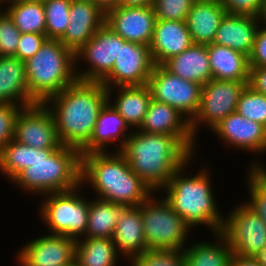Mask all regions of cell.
<instances>
[{
  "label": "cell",
  "mask_w": 266,
  "mask_h": 266,
  "mask_svg": "<svg viewBox=\"0 0 266 266\" xmlns=\"http://www.w3.org/2000/svg\"><path fill=\"white\" fill-rule=\"evenodd\" d=\"M81 154L74 147L38 149L14 139L0 152V174L23 193L40 197L80 185Z\"/></svg>",
  "instance_id": "obj_1"
},
{
  "label": "cell",
  "mask_w": 266,
  "mask_h": 266,
  "mask_svg": "<svg viewBox=\"0 0 266 266\" xmlns=\"http://www.w3.org/2000/svg\"><path fill=\"white\" fill-rule=\"evenodd\" d=\"M107 102V88L101 82L77 80L44 104L54 117L60 143L80 151L89 142Z\"/></svg>",
  "instance_id": "obj_2"
},
{
  "label": "cell",
  "mask_w": 266,
  "mask_h": 266,
  "mask_svg": "<svg viewBox=\"0 0 266 266\" xmlns=\"http://www.w3.org/2000/svg\"><path fill=\"white\" fill-rule=\"evenodd\" d=\"M195 156L173 173L169 183L159 193L164 194L163 197L169 202L171 208L193 230L196 231L199 226H205V229L208 227L213 237V234L221 231L224 213L220 212L216 195H214L215 187L212 185L214 181H211L213 173L208 166L210 163L204 164L205 162L201 161L199 170L194 175L189 171V166H193L190 164H193V160L194 163L197 160Z\"/></svg>",
  "instance_id": "obj_3"
},
{
  "label": "cell",
  "mask_w": 266,
  "mask_h": 266,
  "mask_svg": "<svg viewBox=\"0 0 266 266\" xmlns=\"http://www.w3.org/2000/svg\"><path fill=\"white\" fill-rule=\"evenodd\" d=\"M80 185L91 186L93 198L127 207L139 206L153 193L120 152L81 154Z\"/></svg>",
  "instance_id": "obj_4"
},
{
  "label": "cell",
  "mask_w": 266,
  "mask_h": 266,
  "mask_svg": "<svg viewBox=\"0 0 266 266\" xmlns=\"http://www.w3.org/2000/svg\"><path fill=\"white\" fill-rule=\"evenodd\" d=\"M120 153L153 192L159 193L173 173L194 155L173 135L132 130Z\"/></svg>",
  "instance_id": "obj_5"
},
{
  "label": "cell",
  "mask_w": 266,
  "mask_h": 266,
  "mask_svg": "<svg viewBox=\"0 0 266 266\" xmlns=\"http://www.w3.org/2000/svg\"><path fill=\"white\" fill-rule=\"evenodd\" d=\"M30 95L44 103L78 79L75 53L59 39H47L39 51L25 61Z\"/></svg>",
  "instance_id": "obj_6"
},
{
  "label": "cell",
  "mask_w": 266,
  "mask_h": 266,
  "mask_svg": "<svg viewBox=\"0 0 266 266\" xmlns=\"http://www.w3.org/2000/svg\"><path fill=\"white\" fill-rule=\"evenodd\" d=\"M156 195L157 192H153L139 205L147 249L183 251L193 229L171 208L161 193Z\"/></svg>",
  "instance_id": "obj_7"
},
{
  "label": "cell",
  "mask_w": 266,
  "mask_h": 266,
  "mask_svg": "<svg viewBox=\"0 0 266 266\" xmlns=\"http://www.w3.org/2000/svg\"><path fill=\"white\" fill-rule=\"evenodd\" d=\"M83 189V193L82 190ZM85 188H77L43 195L38 215L47 234L64 235L78 240L85 237L88 223L89 197H84ZM81 190V191H80ZM82 194H81V193Z\"/></svg>",
  "instance_id": "obj_8"
},
{
  "label": "cell",
  "mask_w": 266,
  "mask_h": 266,
  "mask_svg": "<svg viewBox=\"0 0 266 266\" xmlns=\"http://www.w3.org/2000/svg\"><path fill=\"white\" fill-rule=\"evenodd\" d=\"M248 84L249 81L211 79L201 87L199 109L190 121L191 133L197 142L203 126L209 131L236 111L240 96Z\"/></svg>",
  "instance_id": "obj_9"
},
{
  "label": "cell",
  "mask_w": 266,
  "mask_h": 266,
  "mask_svg": "<svg viewBox=\"0 0 266 266\" xmlns=\"http://www.w3.org/2000/svg\"><path fill=\"white\" fill-rule=\"evenodd\" d=\"M231 209L224 215L220 234L227 240L232 254L254 257L266 247V225L244 201Z\"/></svg>",
  "instance_id": "obj_10"
},
{
  "label": "cell",
  "mask_w": 266,
  "mask_h": 266,
  "mask_svg": "<svg viewBox=\"0 0 266 266\" xmlns=\"http://www.w3.org/2000/svg\"><path fill=\"white\" fill-rule=\"evenodd\" d=\"M119 52L120 35L104 23L75 53L77 79L101 82L111 72Z\"/></svg>",
  "instance_id": "obj_11"
},
{
  "label": "cell",
  "mask_w": 266,
  "mask_h": 266,
  "mask_svg": "<svg viewBox=\"0 0 266 266\" xmlns=\"http://www.w3.org/2000/svg\"><path fill=\"white\" fill-rule=\"evenodd\" d=\"M147 86L152 99L176 108L189 121L196 115L200 105V84L182 79L162 65H155Z\"/></svg>",
  "instance_id": "obj_12"
},
{
  "label": "cell",
  "mask_w": 266,
  "mask_h": 266,
  "mask_svg": "<svg viewBox=\"0 0 266 266\" xmlns=\"http://www.w3.org/2000/svg\"><path fill=\"white\" fill-rule=\"evenodd\" d=\"M154 66L149 46L125 41L120 36L119 55L101 83L106 88L146 85Z\"/></svg>",
  "instance_id": "obj_13"
},
{
  "label": "cell",
  "mask_w": 266,
  "mask_h": 266,
  "mask_svg": "<svg viewBox=\"0 0 266 266\" xmlns=\"http://www.w3.org/2000/svg\"><path fill=\"white\" fill-rule=\"evenodd\" d=\"M76 240L64 235L43 234L16 252L19 266H66L75 259Z\"/></svg>",
  "instance_id": "obj_14"
},
{
  "label": "cell",
  "mask_w": 266,
  "mask_h": 266,
  "mask_svg": "<svg viewBox=\"0 0 266 266\" xmlns=\"http://www.w3.org/2000/svg\"><path fill=\"white\" fill-rule=\"evenodd\" d=\"M13 139L38 149H57L62 145L57 136L54 117L44 103L20 111Z\"/></svg>",
  "instance_id": "obj_15"
},
{
  "label": "cell",
  "mask_w": 266,
  "mask_h": 266,
  "mask_svg": "<svg viewBox=\"0 0 266 266\" xmlns=\"http://www.w3.org/2000/svg\"><path fill=\"white\" fill-rule=\"evenodd\" d=\"M210 131L227 149L241 150L244 154H266V127L232 112ZM259 153V154H258Z\"/></svg>",
  "instance_id": "obj_16"
},
{
  "label": "cell",
  "mask_w": 266,
  "mask_h": 266,
  "mask_svg": "<svg viewBox=\"0 0 266 266\" xmlns=\"http://www.w3.org/2000/svg\"><path fill=\"white\" fill-rule=\"evenodd\" d=\"M157 18L153 6H116L105 12V24L125 41L149 46Z\"/></svg>",
  "instance_id": "obj_17"
},
{
  "label": "cell",
  "mask_w": 266,
  "mask_h": 266,
  "mask_svg": "<svg viewBox=\"0 0 266 266\" xmlns=\"http://www.w3.org/2000/svg\"><path fill=\"white\" fill-rule=\"evenodd\" d=\"M138 130L146 133L173 135L193 155L198 152V142L191 133L190 121L176 108L165 103L152 99Z\"/></svg>",
  "instance_id": "obj_18"
},
{
  "label": "cell",
  "mask_w": 266,
  "mask_h": 266,
  "mask_svg": "<svg viewBox=\"0 0 266 266\" xmlns=\"http://www.w3.org/2000/svg\"><path fill=\"white\" fill-rule=\"evenodd\" d=\"M105 23V12L90 0H72L69 24L59 39L76 53Z\"/></svg>",
  "instance_id": "obj_19"
},
{
  "label": "cell",
  "mask_w": 266,
  "mask_h": 266,
  "mask_svg": "<svg viewBox=\"0 0 266 266\" xmlns=\"http://www.w3.org/2000/svg\"><path fill=\"white\" fill-rule=\"evenodd\" d=\"M131 132L124 118L107 102L99 113L89 142L80 150V154L120 152Z\"/></svg>",
  "instance_id": "obj_20"
},
{
  "label": "cell",
  "mask_w": 266,
  "mask_h": 266,
  "mask_svg": "<svg viewBox=\"0 0 266 266\" xmlns=\"http://www.w3.org/2000/svg\"><path fill=\"white\" fill-rule=\"evenodd\" d=\"M192 44L186 21L157 20L149 47L154 64L162 65Z\"/></svg>",
  "instance_id": "obj_21"
},
{
  "label": "cell",
  "mask_w": 266,
  "mask_h": 266,
  "mask_svg": "<svg viewBox=\"0 0 266 266\" xmlns=\"http://www.w3.org/2000/svg\"><path fill=\"white\" fill-rule=\"evenodd\" d=\"M259 27L257 16L226 13L216 31L213 43L229 47L249 57Z\"/></svg>",
  "instance_id": "obj_22"
},
{
  "label": "cell",
  "mask_w": 266,
  "mask_h": 266,
  "mask_svg": "<svg viewBox=\"0 0 266 266\" xmlns=\"http://www.w3.org/2000/svg\"><path fill=\"white\" fill-rule=\"evenodd\" d=\"M107 95L108 102L124 118L129 128L138 130L152 100L147 84L107 88Z\"/></svg>",
  "instance_id": "obj_23"
},
{
  "label": "cell",
  "mask_w": 266,
  "mask_h": 266,
  "mask_svg": "<svg viewBox=\"0 0 266 266\" xmlns=\"http://www.w3.org/2000/svg\"><path fill=\"white\" fill-rule=\"evenodd\" d=\"M112 240L127 265L136 256L147 250L139 206H128L122 211Z\"/></svg>",
  "instance_id": "obj_24"
},
{
  "label": "cell",
  "mask_w": 266,
  "mask_h": 266,
  "mask_svg": "<svg viewBox=\"0 0 266 266\" xmlns=\"http://www.w3.org/2000/svg\"><path fill=\"white\" fill-rule=\"evenodd\" d=\"M0 103L24 108L38 103L29 93L25 61L15 56L0 57Z\"/></svg>",
  "instance_id": "obj_25"
},
{
  "label": "cell",
  "mask_w": 266,
  "mask_h": 266,
  "mask_svg": "<svg viewBox=\"0 0 266 266\" xmlns=\"http://www.w3.org/2000/svg\"><path fill=\"white\" fill-rule=\"evenodd\" d=\"M162 66L170 73L201 86L212 79L207 45L193 43L180 54L169 58Z\"/></svg>",
  "instance_id": "obj_26"
},
{
  "label": "cell",
  "mask_w": 266,
  "mask_h": 266,
  "mask_svg": "<svg viewBox=\"0 0 266 266\" xmlns=\"http://www.w3.org/2000/svg\"><path fill=\"white\" fill-rule=\"evenodd\" d=\"M226 13L220 0L194 2L186 19L192 42L200 45L212 44Z\"/></svg>",
  "instance_id": "obj_27"
},
{
  "label": "cell",
  "mask_w": 266,
  "mask_h": 266,
  "mask_svg": "<svg viewBox=\"0 0 266 266\" xmlns=\"http://www.w3.org/2000/svg\"><path fill=\"white\" fill-rule=\"evenodd\" d=\"M212 79L249 81V58L243 53L215 43L207 45Z\"/></svg>",
  "instance_id": "obj_28"
},
{
  "label": "cell",
  "mask_w": 266,
  "mask_h": 266,
  "mask_svg": "<svg viewBox=\"0 0 266 266\" xmlns=\"http://www.w3.org/2000/svg\"><path fill=\"white\" fill-rule=\"evenodd\" d=\"M122 258L112 238L82 237L76 240L74 260L78 266H118Z\"/></svg>",
  "instance_id": "obj_29"
},
{
  "label": "cell",
  "mask_w": 266,
  "mask_h": 266,
  "mask_svg": "<svg viewBox=\"0 0 266 266\" xmlns=\"http://www.w3.org/2000/svg\"><path fill=\"white\" fill-rule=\"evenodd\" d=\"M127 206L89 196L88 223L85 237L112 238L122 211Z\"/></svg>",
  "instance_id": "obj_30"
},
{
  "label": "cell",
  "mask_w": 266,
  "mask_h": 266,
  "mask_svg": "<svg viewBox=\"0 0 266 266\" xmlns=\"http://www.w3.org/2000/svg\"><path fill=\"white\" fill-rule=\"evenodd\" d=\"M213 235V242L201 238V241L187 245L183 250L186 266H228L232 250L220 233Z\"/></svg>",
  "instance_id": "obj_31"
},
{
  "label": "cell",
  "mask_w": 266,
  "mask_h": 266,
  "mask_svg": "<svg viewBox=\"0 0 266 266\" xmlns=\"http://www.w3.org/2000/svg\"><path fill=\"white\" fill-rule=\"evenodd\" d=\"M3 9L11 17L20 33H46V17L43 2L7 0Z\"/></svg>",
  "instance_id": "obj_32"
},
{
  "label": "cell",
  "mask_w": 266,
  "mask_h": 266,
  "mask_svg": "<svg viewBox=\"0 0 266 266\" xmlns=\"http://www.w3.org/2000/svg\"><path fill=\"white\" fill-rule=\"evenodd\" d=\"M252 159L245 169L248 198L244 201L266 225V166L259 158ZM258 160V161H257Z\"/></svg>",
  "instance_id": "obj_33"
},
{
  "label": "cell",
  "mask_w": 266,
  "mask_h": 266,
  "mask_svg": "<svg viewBox=\"0 0 266 266\" xmlns=\"http://www.w3.org/2000/svg\"><path fill=\"white\" fill-rule=\"evenodd\" d=\"M72 0H46L43 2L46 17V36L60 39L69 24V11Z\"/></svg>",
  "instance_id": "obj_34"
},
{
  "label": "cell",
  "mask_w": 266,
  "mask_h": 266,
  "mask_svg": "<svg viewBox=\"0 0 266 266\" xmlns=\"http://www.w3.org/2000/svg\"><path fill=\"white\" fill-rule=\"evenodd\" d=\"M236 111L243 117L266 127V95L249 84L242 92Z\"/></svg>",
  "instance_id": "obj_35"
},
{
  "label": "cell",
  "mask_w": 266,
  "mask_h": 266,
  "mask_svg": "<svg viewBox=\"0 0 266 266\" xmlns=\"http://www.w3.org/2000/svg\"><path fill=\"white\" fill-rule=\"evenodd\" d=\"M128 266H186V258L180 250L147 249Z\"/></svg>",
  "instance_id": "obj_36"
},
{
  "label": "cell",
  "mask_w": 266,
  "mask_h": 266,
  "mask_svg": "<svg viewBox=\"0 0 266 266\" xmlns=\"http://www.w3.org/2000/svg\"><path fill=\"white\" fill-rule=\"evenodd\" d=\"M192 0H155L153 9L157 20L186 21Z\"/></svg>",
  "instance_id": "obj_37"
},
{
  "label": "cell",
  "mask_w": 266,
  "mask_h": 266,
  "mask_svg": "<svg viewBox=\"0 0 266 266\" xmlns=\"http://www.w3.org/2000/svg\"><path fill=\"white\" fill-rule=\"evenodd\" d=\"M20 34L11 17L2 8L0 11V57L15 55Z\"/></svg>",
  "instance_id": "obj_38"
},
{
  "label": "cell",
  "mask_w": 266,
  "mask_h": 266,
  "mask_svg": "<svg viewBox=\"0 0 266 266\" xmlns=\"http://www.w3.org/2000/svg\"><path fill=\"white\" fill-rule=\"evenodd\" d=\"M23 108L13 103H0V152L14 138L16 119Z\"/></svg>",
  "instance_id": "obj_39"
},
{
  "label": "cell",
  "mask_w": 266,
  "mask_h": 266,
  "mask_svg": "<svg viewBox=\"0 0 266 266\" xmlns=\"http://www.w3.org/2000/svg\"><path fill=\"white\" fill-rule=\"evenodd\" d=\"M46 34L40 33H21L15 57L26 61L34 56L47 40Z\"/></svg>",
  "instance_id": "obj_40"
},
{
  "label": "cell",
  "mask_w": 266,
  "mask_h": 266,
  "mask_svg": "<svg viewBox=\"0 0 266 266\" xmlns=\"http://www.w3.org/2000/svg\"><path fill=\"white\" fill-rule=\"evenodd\" d=\"M262 0H220L229 14L257 16Z\"/></svg>",
  "instance_id": "obj_41"
},
{
  "label": "cell",
  "mask_w": 266,
  "mask_h": 266,
  "mask_svg": "<svg viewBox=\"0 0 266 266\" xmlns=\"http://www.w3.org/2000/svg\"><path fill=\"white\" fill-rule=\"evenodd\" d=\"M249 58V67H266V26L259 27Z\"/></svg>",
  "instance_id": "obj_42"
},
{
  "label": "cell",
  "mask_w": 266,
  "mask_h": 266,
  "mask_svg": "<svg viewBox=\"0 0 266 266\" xmlns=\"http://www.w3.org/2000/svg\"><path fill=\"white\" fill-rule=\"evenodd\" d=\"M249 85L266 95V67H250Z\"/></svg>",
  "instance_id": "obj_43"
},
{
  "label": "cell",
  "mask_w": 266,
  "mask_h": 266,
  "mask_svg": "<svg viewBox=\"0 0 266 266\" xmlns=\"http://www.w3.org/2000/svg\"><path fill=\"white\" fill-rule=\"evenodd\" d=\"M228 266H262L254 257L232 254Z\"/></svg>",
  "instance_id": "obj_44"
},
{
  "label": "cell",
  "mask_w": 266,
  "mask_h": 266,
  "mask_svg": "<svg viewBox=\"0 0 266 266\" xmlns=\"http://www.w3.org/2000/svg\"><path fill=\"white\" fill-rule=\"evenodd\" d=\"M155 0H117V6L122 7H150Z\"/></svg>",
  "instance_id": "obj_45"
},
{
  "label": "cell",
  "mask_w": 266,
  "mask_h": 266,
  "mask_svg": "<svg viewBox=\"0 0 266 266\" xmlns=\"http://www.w3.org/2000/svg\"><path fill=\"white\" fill-rule=\"evenodd\" d=\"M93 4L98 5L104 12L117 6V0H90Z\"/></svg>",
  "instance_id": "obj_46"
},
{
  "label": "cell",
  "mask_w": 266,
  "mask_h": 266,
  "mask_svg": "<svg viewBox=\"0 0 266 266\" xmlns=\"http://www.w3.org/2000/svg\"><path fill=\"white\" fill-rule=\"evenodd\" d=\"M257 19L261 26H266V0L261 1V7Z\"/></svg>",
  "instance_id": "obj_47"
},
{
  "label": "cell",
  "mask_w": 266,
  "mask_h": 266,
  "mask_svg": "<svg viewBox=\"0 0 266 266\" xmlns=\"http://www.w3.org/2000/svg\"><path fill=\"white\" fill-rule=\"evenodd\" d=\"M254 258L262 265L266 266V247L261 250Z\"/></svg>",
  "instance_id": "obj_48"
},
{
  "label": "cell",
  "mask_w": 266,
  "mask_h": 266,
  "mask_svg": "<svg viewBox=\"0 0 266 266\" xmlns=\"http://www.w3.org/2000/svg\"><path fill=\"white\" fill-rule=\"evenodd\" d=\"M193 2H214L217 0H192Z\"/></svg>",
  "instance_id": "obj_49"
},
{
  "label": "cell",
  "mask_w": 266,
  "mask_h": 266,
  "mask_svg": "<svg viewBox=\"0 0 266 266\" xmlns=\"http://www.w3.org/2000/svg\"><path fill=\"white\" fill-rule=\"evenodd\" d=\"M66 266H78V264L76 263V261L74 260L72 263L66 265Z\"/></svg>",
  "instance_id": "obj_50"
},
{
  "label": "cell",
  "mask_w": 266,
  "mask_h": 266,
  "mask_svg": "<svg viewBox=\"0 0 266 266\" xmlns=\"http://www.w3.org/2000/svg\"><path fill=\"white\" fill-rule=\"evenodd\" d=\"M25 1H36V2H44L46 0H25Z\"/></svg>",
  "instance_id": "obj_51"
},
{
  "label": "cell",
  "mask_w": 266,
  "mask_h": 266,
  "mask_svg": "<svg viewBox=\"0 0 266 266\" xmlns=\"http://www.w3.org/2000/svg\"><path fill=\"white\" fill-rule=\"evenodd\" d=\"M2 7H3V3L0 2V11H1Z\"/></svg>",
  "instance_id": "obj_52"
},
{
  "label": "cell",
  "mask_w": 266,
  "mask_h": 266,
  "mask_svg": "<svg viewBox=\"0 0 266 266\" xmlns=\"http://www.w3.org/2000/svg\"><path fill=\"white\" fill-rule=\"evenodd\" d=\"M7 0H0L1 3H5Z\"/></svg>",
  "instance_id": "obj_53"
}]
</instances>
